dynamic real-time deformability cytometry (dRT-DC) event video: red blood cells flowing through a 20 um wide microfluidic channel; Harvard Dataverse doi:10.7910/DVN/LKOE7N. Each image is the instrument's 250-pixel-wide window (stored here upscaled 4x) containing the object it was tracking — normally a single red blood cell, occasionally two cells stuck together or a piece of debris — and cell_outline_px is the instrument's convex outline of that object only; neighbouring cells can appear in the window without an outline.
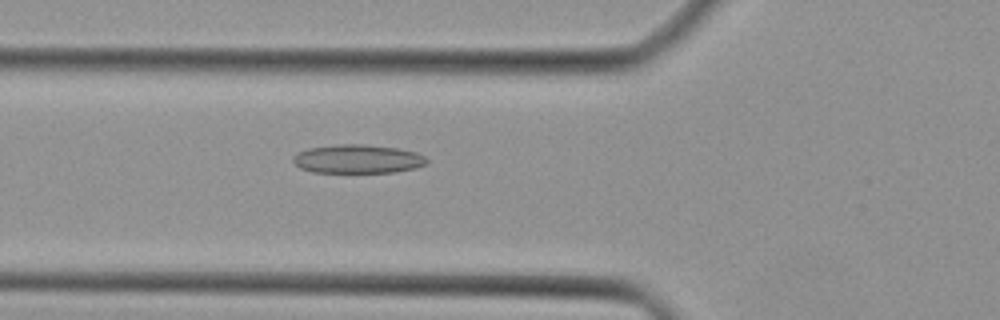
{"species": "Egyptian fruit bat (a non-hibernating species)", "species_latin": "Rousettus aegyptiacus", "temperature_condition": "cold", "stored_images_in_passage": 37, "camera_frame_rate_fps": 3000, "um_per_image_px": 0.085, "animal": {"sex": "female"}, "frame": {"image": 1, "passage_image": 9, "time_ms": 2.667, "image_size_px": [1000, 320], "cell_outline_px": [[428, 164], [416, 168], [396, 172], [312, 172], [300, 168], [292, 160], [292, 156], [308, 148], [340, 144], [364, 144], [396, 148], [416, 152], [424, 156], [428, 160]], "centroid_in_image_um": [30.43, 13.51], "position_along_channel_um": 95.4, "area_um2": 22.37}}
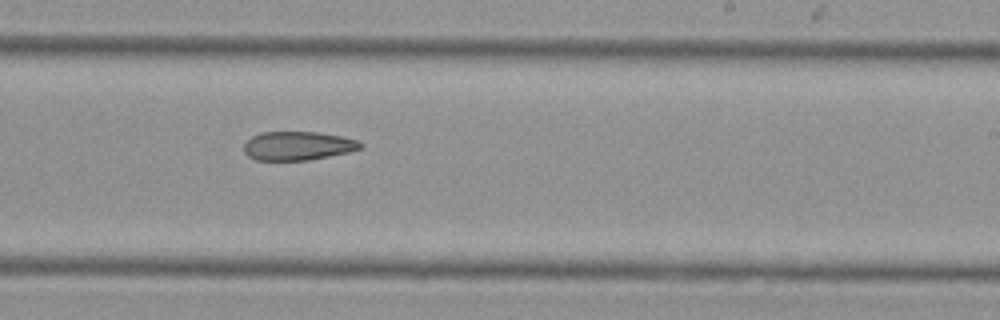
{"frame": {"image": 2, "passage_image": 20, "time_ms": 6.333, "image_size_px": [1000, 320], "cell_outline_px": [[364, 148], [348, 152], [308, 160], [256, 160], [248, 156], [244, 152], [244, 144], [252, 136], [260, 132], [316, 132], [340, 136], [356, 140], [364, 144]], "centroid_in_image_um": [25.31, 12.39], "position_along_channel_um": 263.7, "area_um2": 19.48}}
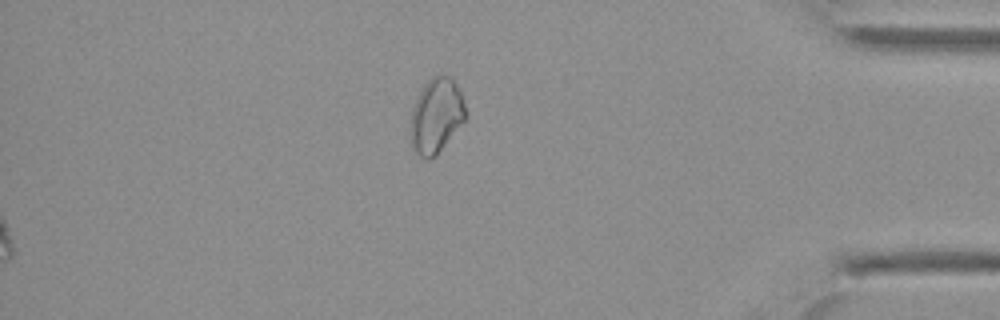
{"frame": {"image": 3, "passage_image": 31, "time_ms": 10.0, "image_size_px": [1000, 320], "cell_outline_px": [[464, 120], [436, 156], [428, 160], [412, 152], [408, 132], [412, 108], [424, 84], [432, 76], [440, 72], [452, 76], [460, 92], [464, 104]], "centroid_in_image_um": [37.02, 9.84], "position_along_channel_um": 398.2, "area_um2": 24.39}}